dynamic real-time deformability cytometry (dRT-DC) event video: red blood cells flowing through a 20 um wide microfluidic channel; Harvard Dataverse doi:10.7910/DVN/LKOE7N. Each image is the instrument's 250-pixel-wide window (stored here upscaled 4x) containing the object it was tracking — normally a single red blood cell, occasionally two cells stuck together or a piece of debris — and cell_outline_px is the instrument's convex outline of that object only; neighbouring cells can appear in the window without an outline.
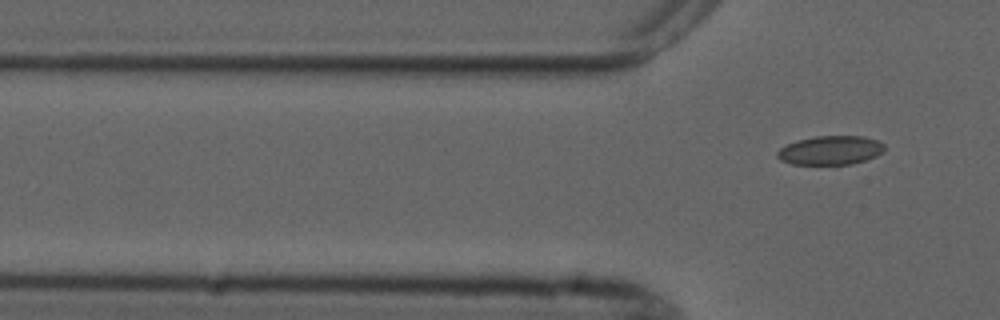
{"species": "common noctule bat (a hibernating species)", "species_latin": "Nyctalus noctula", "temperature_condition": "cold", "stored_images_in_passage": 3, "camera_frame_rate_fps": 3000, "um_per_image_px": 0.085, "animal": {"sex": "male", "forearm_length_mm": 52.5}, "frame": {"image": 1, "passage_image": 3, "time_ms": 2.333, "image_size_px": [1000, 320], "cell_outline_px": [[884, 152], [876, 156], [852, 164], [792, 164], [780, 160], [776, 156], [776, 152], [780, 148], [796, 140], [816, 136], [864, 136], [876, 140], [884, 144]], "centroid_in_image_um": [70.58, 12.77], "position_along_channel_um": 55.2, "area_um2": 18.09}}